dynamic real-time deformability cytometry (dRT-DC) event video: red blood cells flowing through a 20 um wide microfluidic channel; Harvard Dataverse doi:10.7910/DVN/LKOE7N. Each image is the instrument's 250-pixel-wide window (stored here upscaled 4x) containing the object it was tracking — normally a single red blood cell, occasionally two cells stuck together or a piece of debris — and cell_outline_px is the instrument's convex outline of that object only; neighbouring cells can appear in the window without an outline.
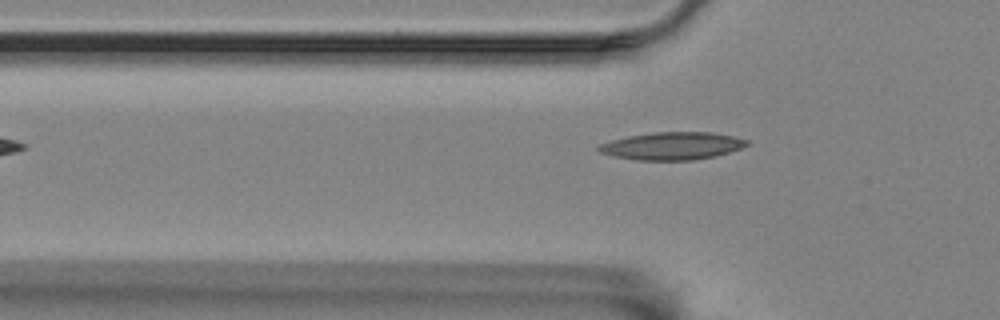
{"species": "Egyptian fruit bat (a non-hibernating species)", "species_latin": "Rousettus aegyptiacus", "temperature_condition": "room temperature", "stored_images_in_passage": 38, "camera_frame_rate_fps": 3000, "um_per_image_px": 0.085, "animal": {"sex": "female"}, "frame": {"image": 1, "passage_image": 3, "time_ms": 0.667, "image_size_px": [1000, 320], "cell_outline_px": [[752, 144], [716, 156], [692, 160], [636, 160], [612, 156], [600, 152], [596, 148], [600, 144], [612, 140], [628, 136], [652, 132], [712, 132], [732, 136], [748, 140]], "centroid_in_image_um": [57.14, 12.4], "position_along_channel_um": 68.7, "area_um2": 23.87}}
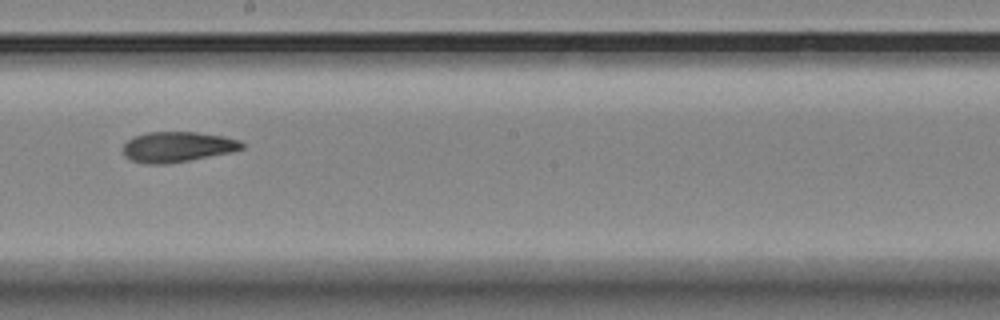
{"frame": {"image": 2, "passage_image": 17, "time_ms": 5.333, "image_size_px": [1000, 320], "cell_outline_px": [[244, 148], [232, 152], [188, 160], [164, 164], [148, 164], [132, 160], [124, 156], [120, 152], [124, 144], [132, 136], [148, 132], [196, 132], [224, 136], [240, 140], [244, 144]], "centroid_in_image_um": [15.05, 12.47], "position_along_channel_um": 233.1, "area_um2": 21.15}}
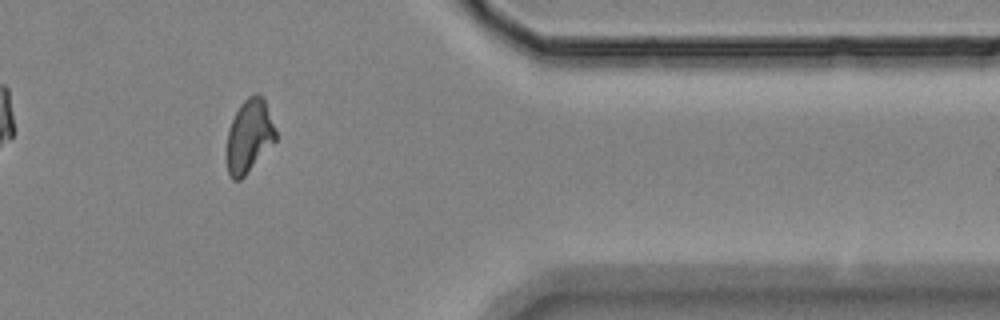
{"frame": {"image": 3, "passage_image": 32, "time_ms": 10.333, "image_size_px": [1000, 320], "cell_outline_px": [[276, 140], [244, 176], [240, 180], [232, 180], [228, 172], [228, 128], [240, 104], [252, 92], [256, 92], [264, 96], [276, 128]], "centroid_in_image_um": [21.21, 11.49], "position_along_channel_um": 390.2, "area_um2": 20.81}, "authors_computed_cell_mechanics": {"area_um2": 21.1548, "velocity_mm_per_s": 3.5098, "shape_relaxation_time_tau1_ms": null, "shape_relaxation_time_tau2_ms": 4.7569, "deformation_change_tau1": null, "deformation_change_tau2": 0.1213}}